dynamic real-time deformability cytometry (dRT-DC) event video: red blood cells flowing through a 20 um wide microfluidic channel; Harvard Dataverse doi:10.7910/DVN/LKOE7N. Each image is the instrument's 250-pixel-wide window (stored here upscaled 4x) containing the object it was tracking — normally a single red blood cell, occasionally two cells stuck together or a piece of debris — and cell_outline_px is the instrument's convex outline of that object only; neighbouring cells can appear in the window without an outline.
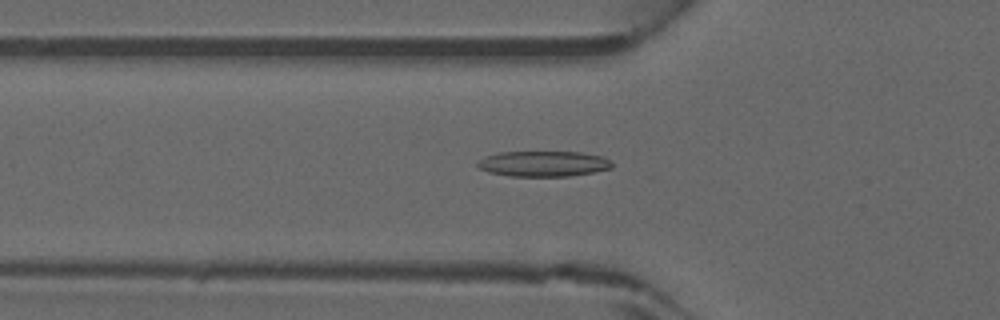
{"species": "common noctule bat (a hibernating species)", "species_latin": "Nyctalus noctula", "temperature_condition": "warm", "stored_images_in_passage": 44, "camera_frame_rate_fps": 3000, "um_per_image_px": 0.085, "animal": {"sex": "male", "forearm_length_mm": 52.5}, "frame": {"image": 1, "passage_image": 16, "time_ms": 5.0, "image_size_px": [1000, 320], "cell_outline_px": [[612, 168], [592, 172], [568, 176], [508, 176], [488, 172], [480, 168], [476, 164], [484, 156], [500, 152], [580, 152], [604, 156], [612, 160]], "centroid_in_image_um": [46.2, 13.91], "position_along_channel_um": 79.6, "area_um2": 20.06}}
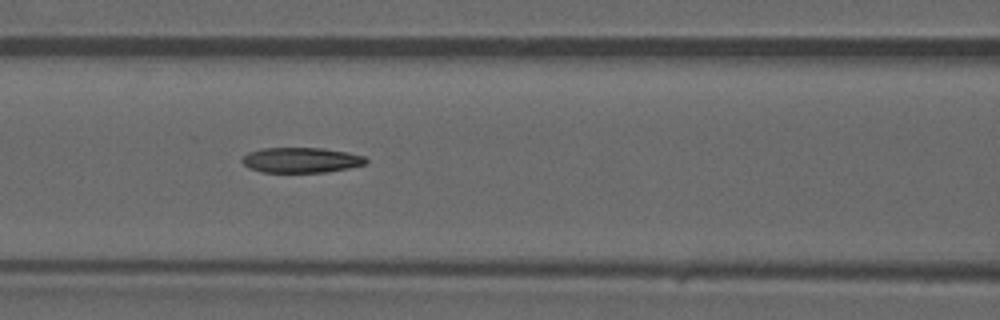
{"frame": {"image": 2, "passage_image": 20, "time_ms": 6.333, "image_size_px": [1000, 320], "cell_outline_px": [[368, 160], [364, 164], [348, 168], [324, 172], [260, 172], [248, 168], [240, 160], [248, 152], [260, 148], [324, 148], [348, 152], [364, 156]], "centroid_in_image_um": [25.56, 13.6], "position_along_channel_um": 141.0, "area_um2": 18.26}}
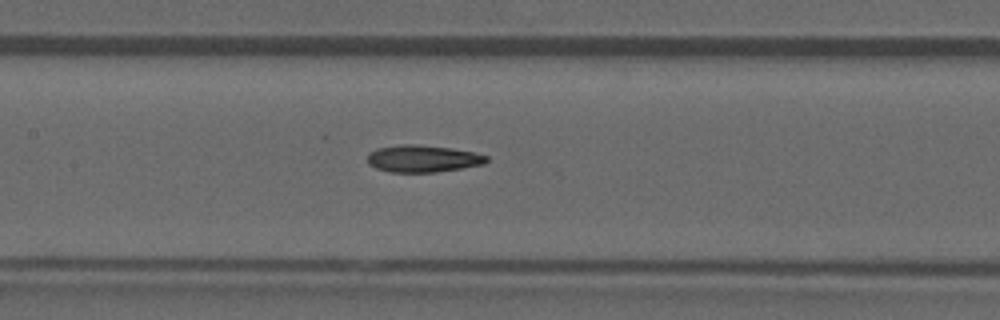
{"frame": {"image": 3, "passage_image": 22, "time_ms": 7.0, "image_size_px": [1000, 320], "cell_outline_px": [[488, 160], [484, 164], [436, 172], [388, 172], [376, 168], [368, 164], [368, 152], [376, 148], [400, 144], [416, 144], [452, 148], [476, 152], [488, 156]], "centroid_in_image_um": [35.92, 13.47], "position_along_channel_um": 171.5, "area_um2": 18.96}}